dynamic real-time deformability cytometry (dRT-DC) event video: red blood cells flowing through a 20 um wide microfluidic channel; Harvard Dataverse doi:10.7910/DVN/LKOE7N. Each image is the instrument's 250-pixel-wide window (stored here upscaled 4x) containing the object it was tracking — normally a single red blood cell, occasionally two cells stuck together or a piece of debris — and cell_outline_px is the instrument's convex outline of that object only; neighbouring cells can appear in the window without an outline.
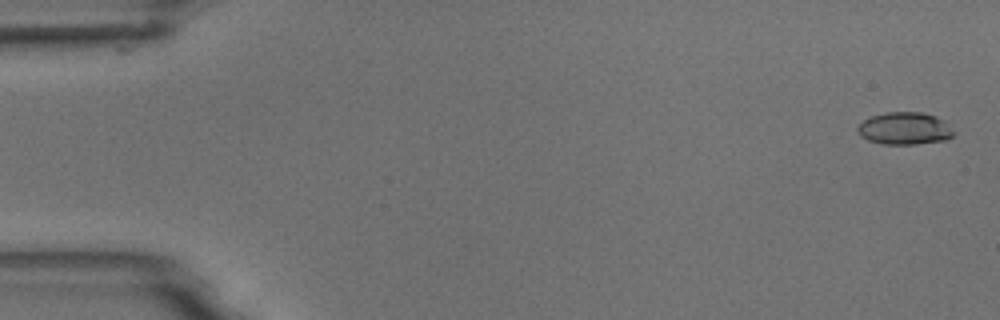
{"species": "common noctule bat (a hibernating species)", "species_latin": "Nyctalus noctula", "temperature_condition": "room temperature", "stored_images_in_passage": 6, "camera_frame_rate_fps": 3000, "um_per_image_px": 0.085, "animal": {"sex": "male", "body_mass_g": 18.8}, "frame": {"image": 1, "passage_image": 1, "time_ms": 0.0, "image_size_px": [1000, 320], "cell_outline_px": [[956, 132], [952, 136], [944, 140], [916, 144], [884, 144], [868, 140], [860, 136], [856, 132], [856, 128], [864, 120], [872, 116], [884, 112], [920, 112], [936, 116], [944, 120]], "centroid_in_image_um": [76.89, 10.91], "position_along_channel_um": 8.1, "area_um2": 18.21}}